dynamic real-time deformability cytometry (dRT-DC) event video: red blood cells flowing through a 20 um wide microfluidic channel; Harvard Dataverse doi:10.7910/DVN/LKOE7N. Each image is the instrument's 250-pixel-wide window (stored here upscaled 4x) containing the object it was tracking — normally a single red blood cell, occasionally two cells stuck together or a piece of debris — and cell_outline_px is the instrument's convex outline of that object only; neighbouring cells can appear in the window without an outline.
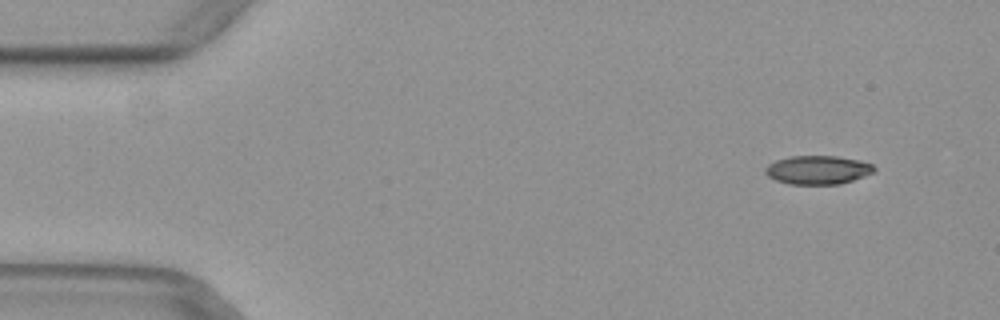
{"species": "common noctule bat (a hibernating species)", "species_latin": "Nyctalus noctula", "temperature_condition": "warm", "stored_images_in_passage": 51, "camera_frame_rate_fps": 3000, "um_per_image_px": 0.085, "animal": {"sex": "female", "body_mass_g": 29.2, "forearm_length_mm": 56.3}, "frame": {"image": 1, "passage_image": 5, "time_ms": 1.333, "image_size_px": [1000, 320], "cell_outline_px": [[876, 168], [872, 172], [864, 176], [840, 184], [788, 184], [776, 180], [768, 176], [764, 172], [764, 168], [768, 164], [776, 160], [792, 156], [836, 156], [860, 160], [872, 164]], "centroid_in_image_um": [69.49, 14.44], "position_along_channel_um": 15.5, "area_um2": 18.15}}
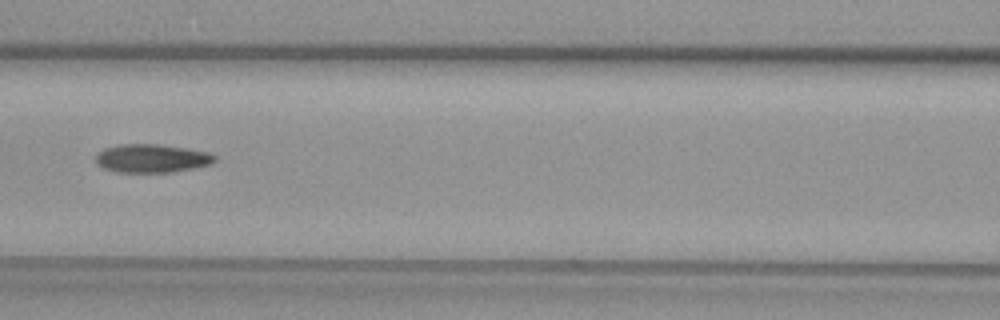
{"frame": {"image": 2, "passage_image": 23, "time_ms": 7.333, "image_size_px": [1000, 320], "cell_outline_px": [[216, 160], [212, 164], [172, 172], [116, 172], [104, 168], [96, 164], [96, 152], [104, 148], [120, 144], [156, 144], [188, 148], [208, 152], [216, 156]], "centroid_in_image_um": [12.88, 13.45], "position_along_channel_um": 153.7, "area_um2": 19.83}}
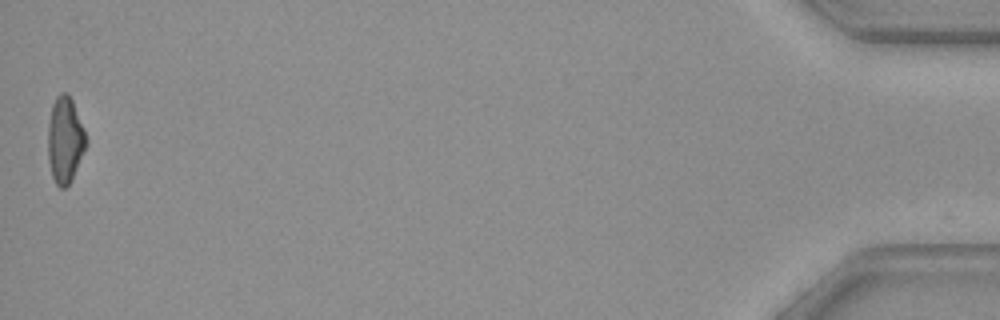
{"frame": {"image": 3, "passage_image": 51, "time_ms": 16.667, "image_size_px": [1000, 320], "cell_outline_px": [[88, 144], [72, 180], [64, 188], [60, 188], [56, 184], [52, 176], [48, 160], [48, 124], [52, 104], [56, 96], [60, 92], [68, 92], [72, 100], [84, 128], [88, 140]], "centroid_in_image_um": [5.54, 11.89], "position_along_channel_um": 429.7, "area_um2": 19.48}}